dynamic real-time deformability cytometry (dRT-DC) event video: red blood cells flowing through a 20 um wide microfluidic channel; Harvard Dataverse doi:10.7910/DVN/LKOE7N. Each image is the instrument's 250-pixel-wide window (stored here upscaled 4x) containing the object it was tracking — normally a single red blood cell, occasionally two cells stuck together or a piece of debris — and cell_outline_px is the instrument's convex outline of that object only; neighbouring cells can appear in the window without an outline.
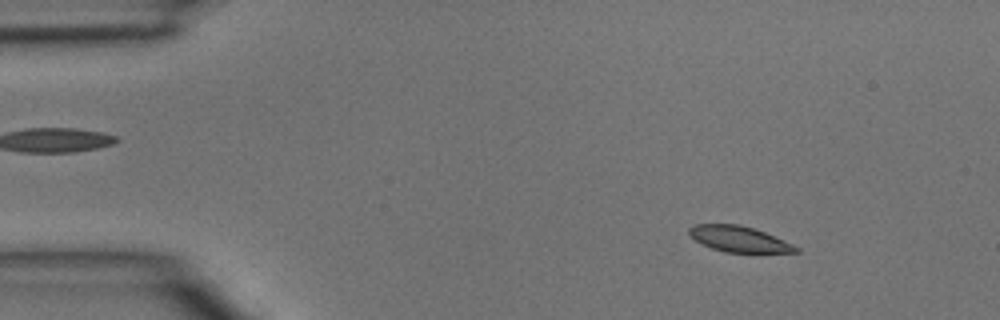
{"species": "common noctule bat (a hibernating species)", "species_latin": "Nyctalus noctula", "temperature_condition": "room temperature", "stored_images_in_passage": 44, "camera_frame_rate_fps": 3000, "um_per_image_px": 0.085, "animal": {"sex": "male", "body_mass_g": 15.6}, "frame": {"image": 1, "passage_image": 5, "time_ms": 1.333, "image_size_px": [1000, 320], "cell_outline_px": [[800, 252], [724, 252], [712, 248], [688, 236], [688, 228], [692, 224], [740, 224], [764, 232], [792, 244], [800, 248]], "centroid_in_image_um": [62.77, 20.31], "position_along_channel_um": 22.2, "area_um2": 15.9}}
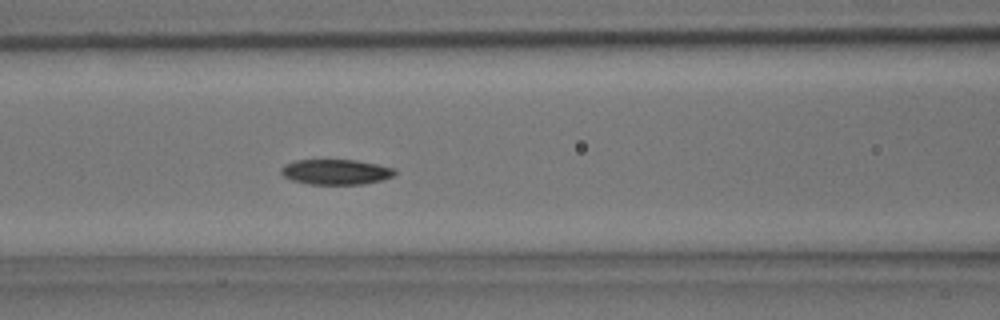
{"frame": {"image": 2, "passage_image": 18, "time_ms": 5.667, "image_size_px": [1000, 320], "cell_outline_px": [[396, 172], [392, 176], [380, 180], [364, 184], [308, 184], [292, 180], [284, 176], [280, 172], [280, 168], [284, 164], [296, 160], [356, 160], [396, 168]], "centroid_in_image_um": [28.53, 14.61], "position_along_channel_um": 138.1, "area_um2": 16.7}}
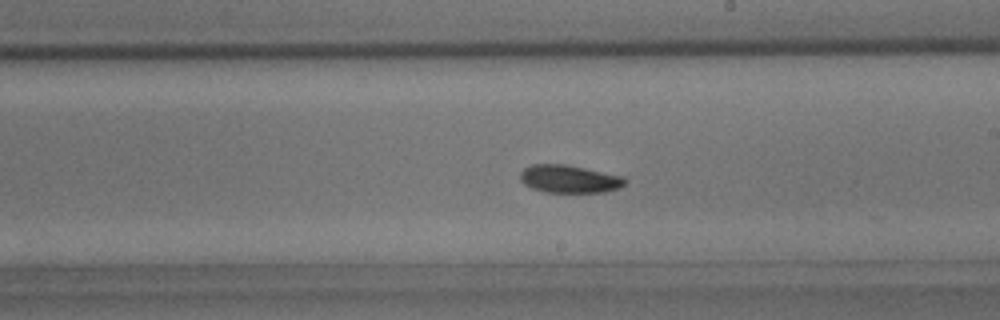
{"frame": {"image": 3, "passage_image": 25, "time_ms": 8.0, "image_size_px": [1000, 320], "cell_outline_px": [[628, 180], [620, 188], [604, 192], [544, 192], [532, 188], [524, 184], [520, 180], [520, 172], [524, 168], [532, 164], [564, 164], [624, 176]], "centroid_in_image_um": [48.39, 15.21], "position_along_channel_um": 240.6, "area_um2": 17.05}}